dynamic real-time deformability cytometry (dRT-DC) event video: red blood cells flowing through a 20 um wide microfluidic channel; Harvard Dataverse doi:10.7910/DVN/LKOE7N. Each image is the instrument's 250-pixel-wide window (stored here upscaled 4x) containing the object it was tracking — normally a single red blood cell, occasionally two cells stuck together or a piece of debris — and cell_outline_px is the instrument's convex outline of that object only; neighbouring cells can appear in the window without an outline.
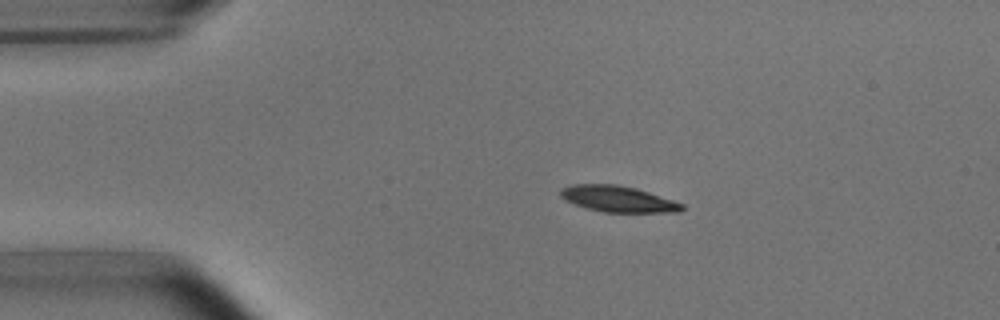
{"species": "common noctule bat (a hibernating species)", "species_latin": "Nyctalus noctula", "temperature_condition": "room temperature", "stored_images_in_passage": 3, "camera_frame_rate_fps": 3000, "um_per_image_px": 0.085, "animal": {"sex": "male", "body_mass_g": 15.6}, "frame": {"image": 1, "passage_image": 1, "time_ms": 0.0, "image_size_px": [1000, 320], "cell_outline_px": [[684, 208], [680, 212], [604, 212], [588, 208], [564, 200], [560, 196], [560, 192], [564, 188], [572, 184], [616, 184], [636, 188], [684, 204]], "centroid_in_image_um": [52.54, 16.91], "position_along_channel_um": 32.5, "area_um2": 18.26}}